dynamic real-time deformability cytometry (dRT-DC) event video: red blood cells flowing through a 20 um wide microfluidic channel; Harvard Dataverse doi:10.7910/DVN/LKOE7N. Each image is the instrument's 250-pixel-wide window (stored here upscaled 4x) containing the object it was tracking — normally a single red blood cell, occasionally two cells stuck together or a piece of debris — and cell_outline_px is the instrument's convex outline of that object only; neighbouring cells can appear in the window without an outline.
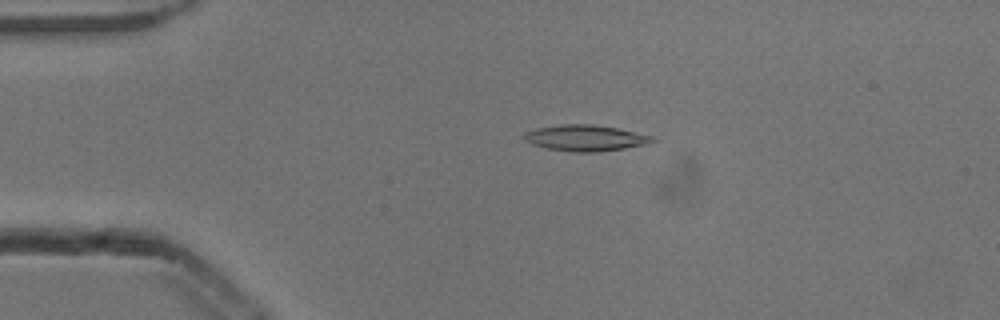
{"species": "common noctule bat (a hibernating species)", "species_latin": "Nyctalus noctula", "temperature_condition": "cold", "stored_images_in_passage": 51, "camera_frame_rate_fps": 3000, "um_per_image_px": 0.085, "animal": {"sex": "male", "body_mass_g": 13.3}, "frame": {"image": 1, "passage_image": 10, "time_ms": 3.0, "image_size_px": [1000, 320], "cell_outline_px": [[660, 140], [644, 144], [624, 148], [596, 152], [572, 152], [548, 148], [532, 144], [524, 140], [524, 132], [536, 128], [560, 124], [592, 124], [616, 128], [652, 136]], "centroid_in_image_um": [49.74, 11.72], "position_along_channel_um": 35.3, "area_um2": 19.36}}
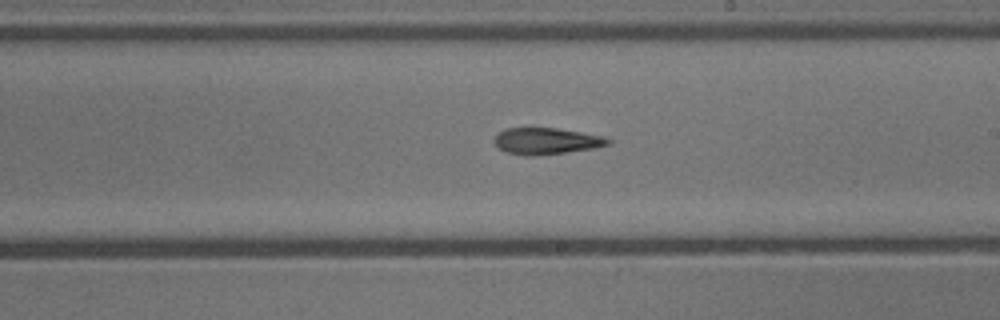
{"frame": {"image": 2, "passage_image": 29, "time_ms": 9.333, "image_size_px": [1000, 320], "cell_outline_px": [[612, 144], [592, 148], [564, 152], [532, 156], [524, 156], [508, 152], [500, 148], [496, 144], [496, 136], [500, 132], [508, 128], [556, 128], [580, 132], [600, 136], [612, 140]], "centroid_in_image_um": [46.46, 11.99], "position_along_channel_um": 242.5, "area_um2": 17.11}}
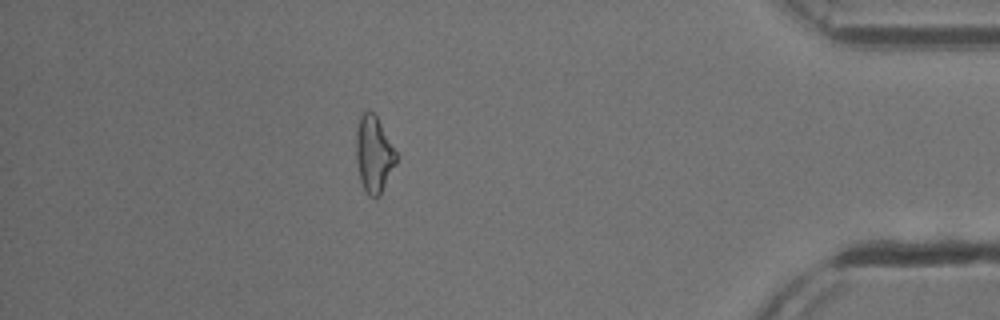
{"frame": {"image": 3, "passage_image": 45, "time_ms": 14.667, "image_size_px": [1000, 320], "cell_outline_px": [[396, 164], [380, 196], [368, 196], [360, 180], [356, 160], [356, 132], [360, 116], [368, 108], [376, 116], [396, 152]], "centroid_in_image_um": [31.76, 13.12], "position_along_channel_um": 403.4, "area_um2": 17.69}, "authors_computed_cell_mechanics": {"area_um2": 18.0336, "velocity_mm_per_s": 3.8915, "shape_relaxation_time_tau1_ms": 9.5848, "shape_relaxation_time_tau2_ms": 10.1615, "deformation_change_tau1": 0.215, "deformation_change_tau2": 0.2405}}